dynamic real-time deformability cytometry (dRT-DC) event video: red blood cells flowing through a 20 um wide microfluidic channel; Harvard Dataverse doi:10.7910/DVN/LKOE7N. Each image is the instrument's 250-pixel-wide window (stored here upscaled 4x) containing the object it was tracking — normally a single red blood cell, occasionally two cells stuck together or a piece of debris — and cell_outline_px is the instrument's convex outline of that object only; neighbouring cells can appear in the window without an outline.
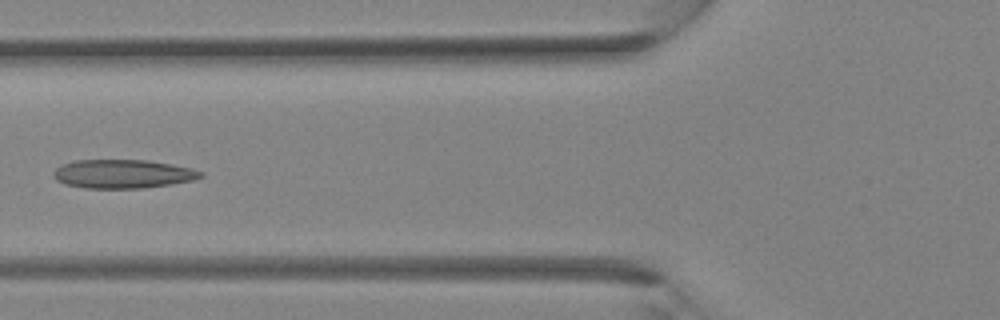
{"species": "Egyptian fruit bat (a non-hibernating species)", "species_latin": "Rousettus aegyptiacus", "temperature_condition": "room temperature", "stored_images_in_passage": 35, "camera_frame_rate_fps": 3000, "um_per_image_px": 0.085, "animal": {"sex": "female"}, "frame": {"image": 1, "passage_image": 13, "time_ms": 4.0, "image_size_px": [1000, 320], "cell_outline_px": [[204, 176], [196, 180], [172, 184], [144, 188], [84, 188], [64, 184], [56, 180], [52, 176], [52, 172], [60, 164], [76, 160], [148, 160], [172, 164], [192, 168], [204, 172]], "centroid_in_image_um": [10.45, 14.78], "position_along_channel_um": 115.4, "area_um2": 25.03}}
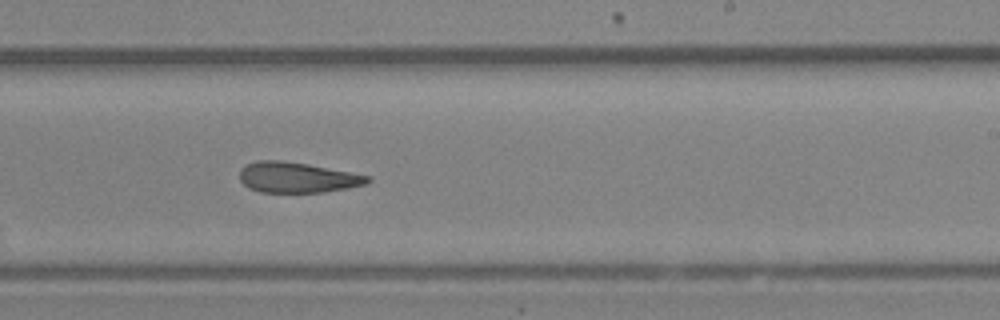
{"frame": {"image": 2, "passage_image": 21, "time_ms": 6.667, "image_size_px": [1000, 320], "cell_outline_px": [[372, 180], [368, 184], [348, 188], [320, 192], [260, 192], [248, 188], [240, 180], [240, 168], [248, 164], [260, 160], [284, 160], [308, 164], [352, 172], [372, 176]], "centroid_in_image_um": [25.3, 15.08], "position_along_channel_um": 263.7, "area_um2": 22.89}}
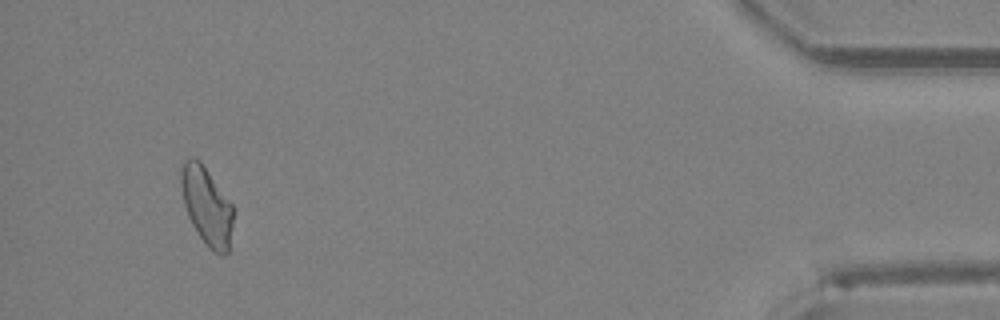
{"frame": {"image": 3, "passage_image": 33, "time_ms": 10.667, "image_size_px": [1000, 320], "cell_outline_px": [[232, 224], [228, 252], [224, 256], [220, 256], [208, 248], [192, 224], [188, 216], [184, 204], [180, 184], [180, 160], [192, 156], [200, 160], [232, 204]], "centroid_in_image_um": [17.53, 17.46], "position_along_channel_um": 417.7, "area_um2": 23.87}}